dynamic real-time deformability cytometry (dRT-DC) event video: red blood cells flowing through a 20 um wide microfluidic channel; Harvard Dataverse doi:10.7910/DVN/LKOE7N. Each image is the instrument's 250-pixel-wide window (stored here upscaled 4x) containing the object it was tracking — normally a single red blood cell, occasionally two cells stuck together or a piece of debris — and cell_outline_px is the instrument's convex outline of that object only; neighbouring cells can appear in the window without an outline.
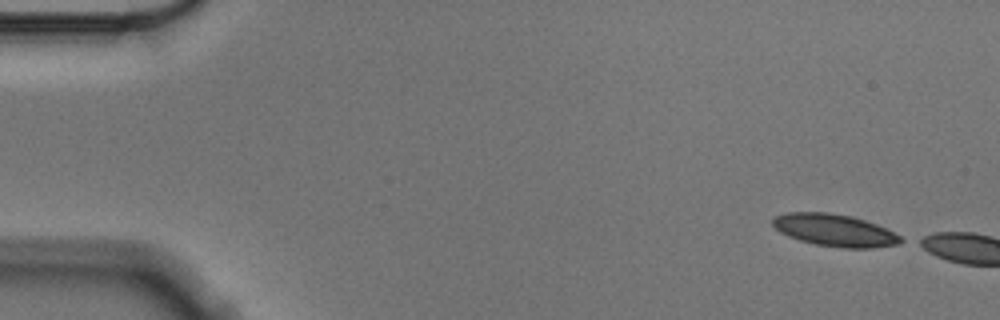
{"species": "Egyptian fruit bat (a non-hibernating species)", "species_latin": "Rousettus aegyptiacus", "temperature_condition": "cold", "stored_images_in_passage": 4, "camera_frame_rate_fps": 3000, "um_per_image_px": 0.085, "animal": {"sex": "male"}, "frame": {"image": 1, "passage_image": 1, "time_ms": 0.0, "image_size_px": [1000, 320], "cell_outline_px": [[908, 240], [900, 244], [872, 248], [840, 248], [816, 244], [800, 240], [788, 236], [780, 232], [772, 224], [772, 220], [776, 216], [788, 212], [828, 212], [852, 216], [876, 224]], "centroid_in_image_um": [70.97, 19.58], "position_along_channel_um": 14.0, "area_um2": 24.04}}